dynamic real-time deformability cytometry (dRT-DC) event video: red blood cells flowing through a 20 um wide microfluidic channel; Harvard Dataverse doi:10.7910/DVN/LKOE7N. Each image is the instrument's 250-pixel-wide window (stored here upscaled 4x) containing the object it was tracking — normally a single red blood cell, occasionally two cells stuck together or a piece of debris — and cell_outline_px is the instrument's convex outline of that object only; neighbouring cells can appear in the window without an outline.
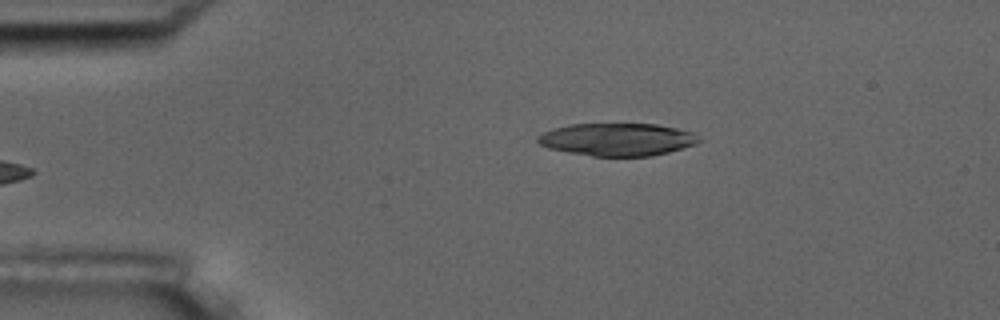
{"species": "common noctule bat (a hibernating species)", "species_latin": "Nyctalus noctula", "temperature_condition": "room temperature", "stored_images_in_passage": 4, "camera_frame_rate_fps": 3000, "um_per_image_px": 0.085, "animal": {"sex": "male", "body_mass_g": 17.5, "forearm_length_mm": 52.3}, "frame": {"image": 1, "passage_image": 4, "time_ms": 3.333, "image_size_px": [1000, 320], "cell_outline_px": [[704, 140], [696, 144], [668, 152], [652, 156], [592, 156], [568, 152], [548, 148], [540, 144], [536, 140], [536, 136], [552, 128], [568, 124], [656, 124], [676, 128], [692, 132]], "centroid_in_image_um": [52.46, 11.85], "position_along_channel_um": 32.5, "area_um2": 30.81}}